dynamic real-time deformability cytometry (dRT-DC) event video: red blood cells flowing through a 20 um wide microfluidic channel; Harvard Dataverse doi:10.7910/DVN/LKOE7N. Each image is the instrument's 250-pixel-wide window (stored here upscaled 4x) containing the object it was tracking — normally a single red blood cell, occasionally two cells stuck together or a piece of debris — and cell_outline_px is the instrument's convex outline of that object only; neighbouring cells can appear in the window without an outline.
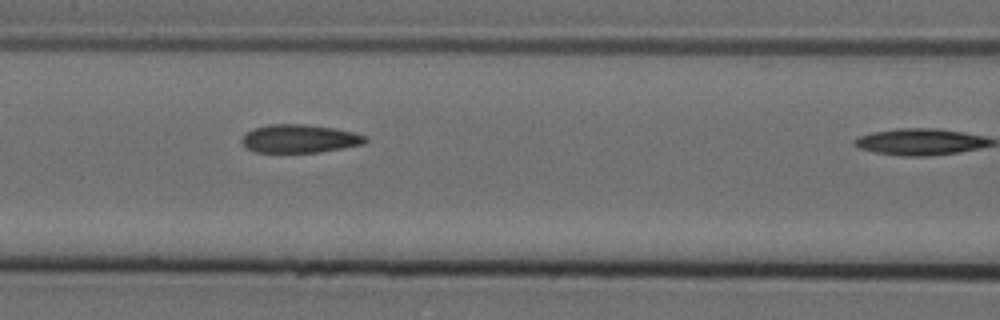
{"species": "Egyptian fruit bat (a non-hibernating species)", "species_latin": "Rousettus aegyptiacus", "temperature_condition": "cold", "stored_images_in_passage": 11, "camera_frame_rate_fps": 3000, "um_per_image_px": 0.085, "animal": {"sex": "female"}, "frame": {"image": 1, "passage_image": 7, "time_ms": 2.0, "image_size_px": [1000, 320], "cell_outline_px": [[368, 140], [364, 144], [344, 148], [316, 152], [256, 152], [248, 148], [240, 140], [244, 132], [252, 128], [268, 124], [304, 124], [336, 128], [356, 132], [368, 136]], "centroid_in_image_um": [25.48, 11.77], "position_along_channel_um": 141.1, "area_um2": 20.63}}
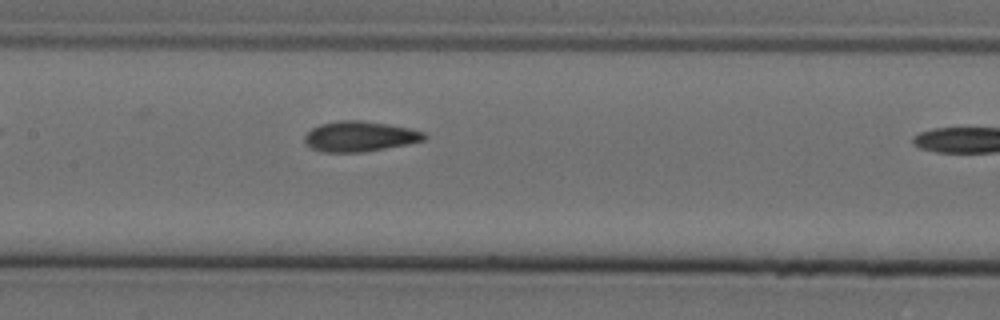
{"frame": {"image": 2, "passage_image": 10, "time_ms": 3.0, "image_size_px": [1000, 320], "cell_outline_px": [[428, 136], [424, 140], [408, 144], [364, 152], [320, 152], [312, 148], [304, 140], [304, 136], [312, 128], [320, 124], [340, 120], [360, 120], [388, 124], [408, 128], [424, 132]], "centroid_in_image_um": [30.58, 11.59], "position_along_channel_um": 176.8, "area_um2": 21.1}}